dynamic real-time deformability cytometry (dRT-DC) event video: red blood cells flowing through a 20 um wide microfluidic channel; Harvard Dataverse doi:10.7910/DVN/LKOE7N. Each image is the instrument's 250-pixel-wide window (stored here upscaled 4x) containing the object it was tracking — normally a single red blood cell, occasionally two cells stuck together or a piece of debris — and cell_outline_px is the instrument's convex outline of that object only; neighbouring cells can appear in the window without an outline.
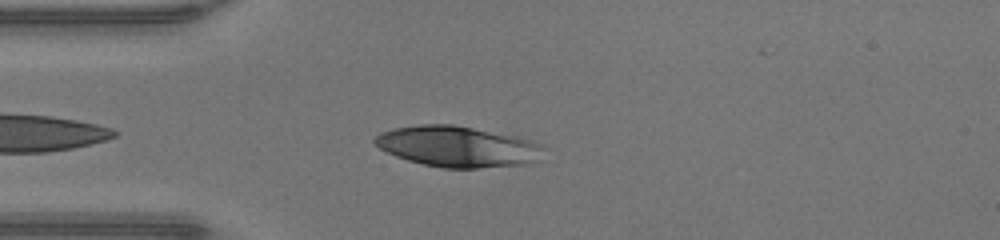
{"species": "human", "species_latin": "Homo sapiens", "temperature_condition": "warm", "stored_images_in_passage": 35, "camera_frame_rate_fps": 3000, "um_per_image_px": 0.085, "donor": {"sex": "male"}, "frame": {"image": 1, "passage_image": 3, "time_ms": 0.667, "image_size_px": [1000, 240], "cell_outline_px": [[548, 148], [536, 160], [524, 164], [476, 168], [444, 168], [424, 164], [408, 160], [396, 156], [380, 148], [372, 140], [380, 132], [392, 128], [420, 124], [452, 124], [516, 136], [532, 140], [544, 144]], "centroid_in_image_um": [38.92, 12.44], "position_along_channel_um": 46.1, "area_um2": 40.23}}
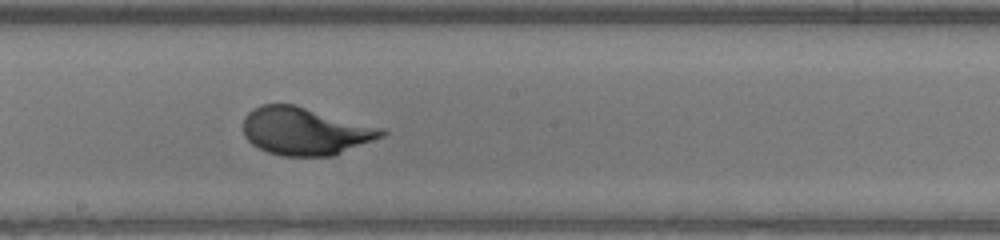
{"frame": {"image": 2, "passage_image": 16, "time_ms": 5.0, "image_size_px": [1000, 240], "cell_outline_px": [[388, 132], [384, 136], [336, 156], [280, 156], [268, 152], [252, 144], [244, 136], [244, 116], [252, 108], [260, 104], [292, 104], [384, 128]], "centroid_in_image_um": [25.95, 11.16], "position_along_channel_um": 222.2, "area_um2": 38.67}}
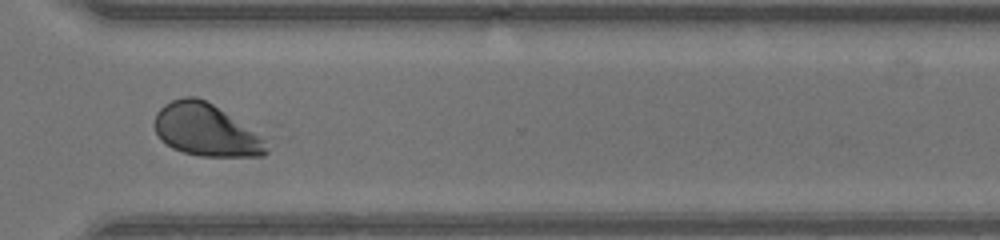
{"frame": {"image": 3, "passage_image": 25, "time_ms": 8.0, "image_size_px": [1000, 240], "cell_outline_px": [[268, 152], [264, 156], [200, 156], [184, 152], [172, 148], [160, 140], [152, 124], [156, 112], [164, 104], [172, 100], [184, 96], [196, 96], [212, 104], [264, 140], [268, 148]], "centroid_in_image_um": [17.4, 11.06], "position_along_channel_um": 353.2, "area_um2": 33.58}, "authors_computed_cell_mechanics": {"area_um2": 38.4948, "velocity_mm_per_s": 4.35, "shape_relaxation_time_tau1_ms": 3.1398, "shape_relaxation_time_tau2_ms": null, "deformation_change_tau1": 0.2105, "deformation_change_tau2": null}}